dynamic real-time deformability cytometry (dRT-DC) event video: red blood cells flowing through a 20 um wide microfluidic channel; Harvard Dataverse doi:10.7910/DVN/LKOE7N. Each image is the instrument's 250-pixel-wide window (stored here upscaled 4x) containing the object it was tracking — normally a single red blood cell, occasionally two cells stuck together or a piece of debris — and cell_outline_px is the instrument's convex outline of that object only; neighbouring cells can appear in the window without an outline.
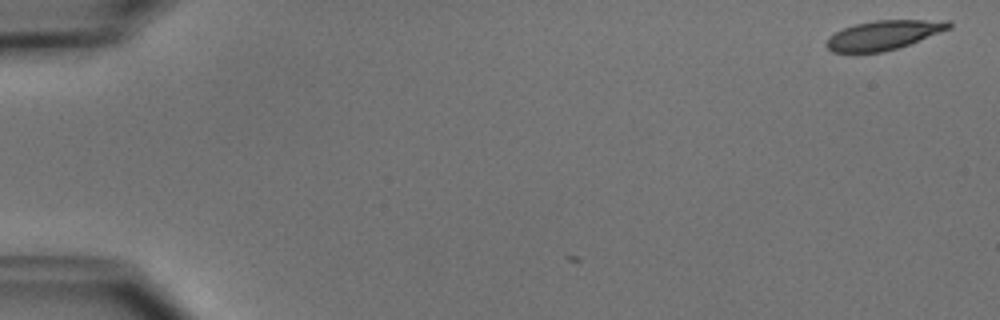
{"species": "common noctule bat (a hibernating species)", "species_latin": "Nyctalus noctula", "temperature_condition": "cold", "stored_images_in_passage": 3, "camera_frame_rate_fps": 3000, "um_per_image_px": 0.085, "animal": {"sex": "male", "body_mass_g": 15.6}, "frame": {"image": 1, "passage_image": 1, "time_ms": 0.0, "image_size_px": [1000, 320], "cell_outline_px": [[952, 28], [908, 44], [884, 52], [832, 52], [824, 44], [828, 36], [844, 28], [856, 24], [876, 20], [948, 20], [952, 24]], "centroid_in_image_um": [75.1, 2.97], "position_along_channel_um": 9.9, "area_um2": 20.75}}